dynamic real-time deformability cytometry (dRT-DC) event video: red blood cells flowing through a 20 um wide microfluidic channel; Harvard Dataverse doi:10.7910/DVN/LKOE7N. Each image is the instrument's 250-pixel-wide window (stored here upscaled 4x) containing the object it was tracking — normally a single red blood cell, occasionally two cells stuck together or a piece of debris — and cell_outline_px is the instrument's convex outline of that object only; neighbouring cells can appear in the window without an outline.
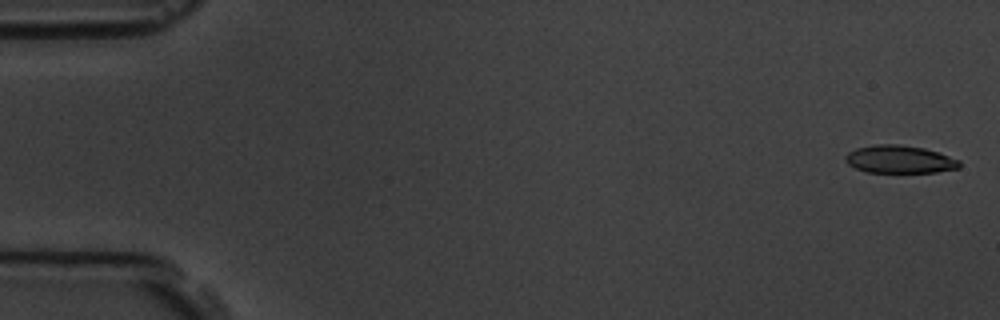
{"species": "common noctule bat (a hibernating species)", "species_latin": "Nyctalus noctula", "temperature_condition": "room temperature", "stored_images_in_passage": 5, "camera_frame_rate_fps": 3000, "um_per_image_px": 0.085, "animal": {"sex": "male", "body_mass_g": 19.5, "forearm_length_mm": 54.6}, "frame": {"image": 1, "passage_image": 1, "time_ms": 0.0, "image_size_px": [1000, 320], "cell_outline_px": [[960, 168], [936, 172], [868, 172], [856, 168], [848, 164], [844, 160], [844, 156], [848, 152], [856, 148], [876, 144], [900, 144], [924, 148], [960, 160]], "centroid_in_image_um": [76.44, 13.54], "position_along_channel_um": 8.6, "area_um2": 18.44}}
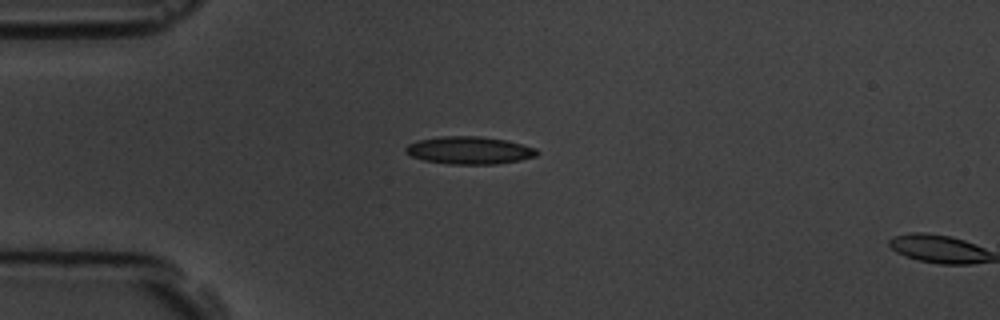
{"frame": {"image": 2, "passage_image": 4, "time_ms": 4.333, "image_size_px": [1000, 320], "cell_outline_px": [[540, 152], [536, 156], [520, 160], [496, 164], [452, 164], [424, 160], [412, 156], [404, 152], [404, 148], [408, 144], [416, 140], [440, 136], [480, 136], [508, 140], [536, 148]], "centroid_in_image_um": [39.89, 12.77], "position_along_channel_um": 45.1, "area_um2": 21.27}}